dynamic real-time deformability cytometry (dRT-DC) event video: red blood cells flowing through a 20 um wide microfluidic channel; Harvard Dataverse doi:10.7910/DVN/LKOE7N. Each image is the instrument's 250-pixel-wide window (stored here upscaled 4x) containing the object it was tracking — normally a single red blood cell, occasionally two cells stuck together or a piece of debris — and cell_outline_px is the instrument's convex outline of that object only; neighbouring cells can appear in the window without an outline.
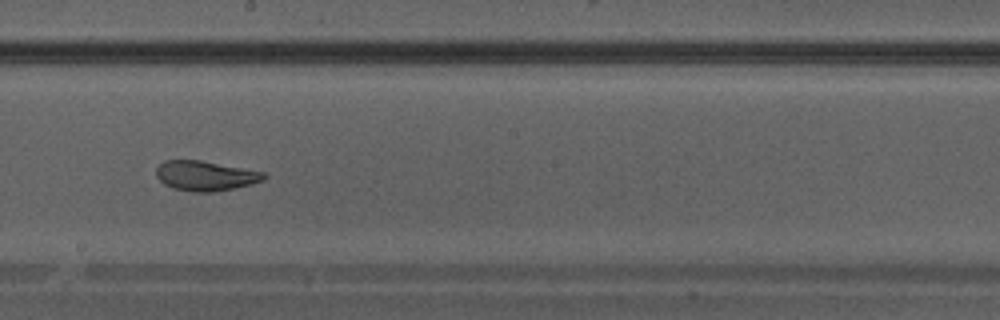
{"species": "Egyptian fruit bat (a non-hibernating species)", "species_latin": "Rousettus aegyptiacus", "temperature_condition": "warm", "stored_images_in_passage": 31, "camera_frame_rate_fps": 3000, "um_per_image_px": 0.085, "animal": {"sex": "male"}, "frame": {"image": 1, "passage_image": 14, "time_ms": 4.333, "image_size_px": [1000, 320], "cell_outline_px": [[268, 176], [264, 180], [252, 184], [212, 192], [192, 192], [172, 188], [164, 184], [156, 176], [156, 168], [164, 160], [200, 160], [264, 172]], "centroid_in_image_um": [17.45, 14.94], "position_along_channel_um": 230.8, "area_um2": 18.73}}